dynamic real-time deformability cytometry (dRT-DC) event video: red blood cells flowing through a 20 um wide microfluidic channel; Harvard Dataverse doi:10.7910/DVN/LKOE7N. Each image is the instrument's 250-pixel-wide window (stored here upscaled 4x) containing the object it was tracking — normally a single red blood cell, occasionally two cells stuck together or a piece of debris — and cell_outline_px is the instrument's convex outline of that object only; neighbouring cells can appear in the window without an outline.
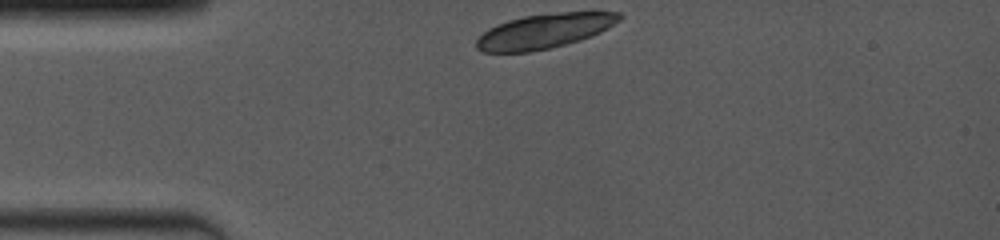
{"species": "common noctule bat (a hibernating species)", "species_latin": "Nyctalus noctula", "temperature_condition": "room temperature", "stored_images_in_passage": 2, "camera_frame_rate_fps": 4000, "um_per_image_px": 0.085, "animal": {"sex": "female", "body_mass_g": 19.0, "forearm_length_mm": 53.3}, "frame": {"image": 1, "passage_image": 1, "time_ms": 0.0, "image_size_px": [1000, 240], "cell_outline_px": [[624, 16], [620, 20], [600, 32], [580, 40], [548, 48], [528, 52], [484, 52], [476, 48], [476, 40], [488, 28], [496, 24], [508, 20], [524, 16], [560, 12], [620, 12]], "centroid_in_image_um": [46.26, 2.63], "position_along_channel_um": 38.7, "area_um2": 28.61}}